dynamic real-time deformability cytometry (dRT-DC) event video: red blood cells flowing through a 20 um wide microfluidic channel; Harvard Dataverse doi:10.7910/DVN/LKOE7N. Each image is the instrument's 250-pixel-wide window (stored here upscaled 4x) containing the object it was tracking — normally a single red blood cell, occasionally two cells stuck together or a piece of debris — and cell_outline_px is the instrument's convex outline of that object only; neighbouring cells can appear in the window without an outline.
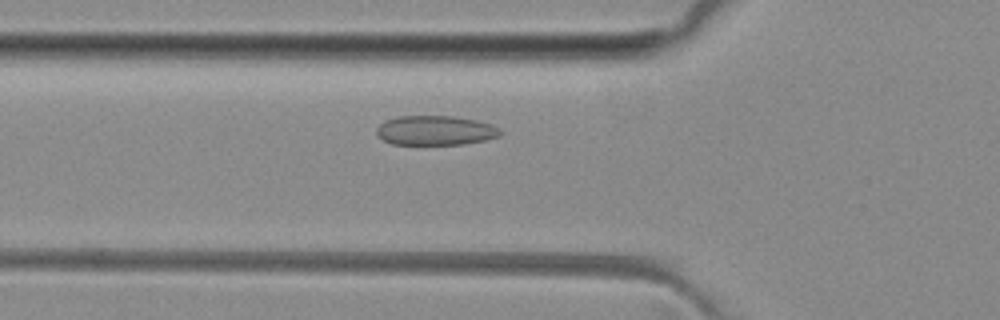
{"species": "common noctule bat (a hibernating species)", "species_latin": "Nyctalus noctula", "temperature_condition": "room temperature", "stored_images_in_passage": 46, "camera_frame_rate_fps": 3000, "um_per_image_px": 0.085, "animal": {"sex": "female", "body_mass_g": 29.2, "forearm_length_mm": 56.3}, "frame": {"image": 1, "passage_image": 13, "time_ms": 4.0, "image_size_px": [1000, 320], "cell_outline_px": [[504, 132], [500, 136], [484, 140], [464, 144], [392, 144], [376, 136], [376, 128], [384, 120], [400, 116], [452, 116], [476, 120], [492, 124], [500, 128]], "centroid_in_image_um": [37.02, 11.08], "position_along_channel_um": 88.8, "area_um2": 21.44}}
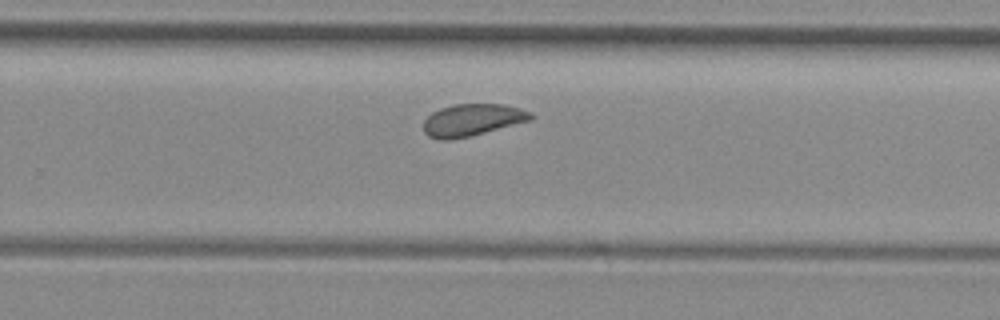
{"frame": {"image": 2, "passage_image": 28, "time_ms": 9.0, "image_size_px": [1000, 320], "cell_outline_px": [[536, 116], [532, 120], [468, 136], [448, 140], [440, 140], [428, 136], [424, 132], [424, 120], [432, 112], [440, 108], [452, 104], [504, 104], [520, 108], [532, 112]], "centroid_in_image_um": [40.16, 10.18], "position_along_channel_um": 289.6, "area_um2": 20.06}}
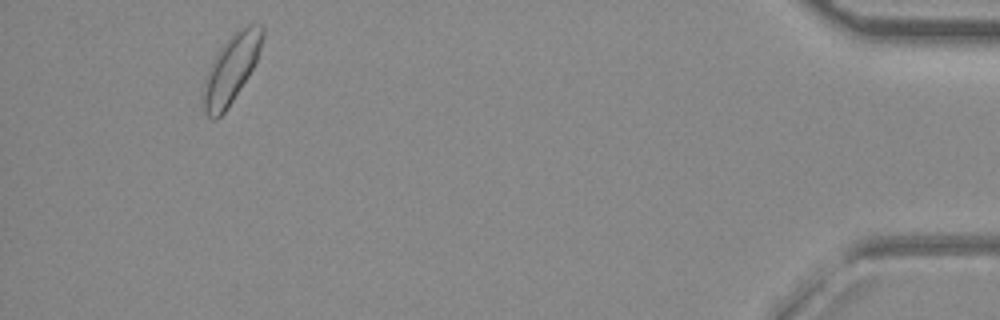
{"frame": {"image": 3, "passage_image": 43, "time_ms": 14.0, "image_size_px": [1000, 320], "cell_outline_px": [[264, 36], [256, 60], [248, 76], [224, 112], [216, 120], [212, 120], [204, 112], [204, 80], [212, 60], [220, 48], [240, 28], [248, 24], [264, 24]], "centroid_in_image_um": [19.66, 5.84], "position_along_channel_um": 415.5, "area_um2": 22.95}, "authors_computed_cell_mechanics": {"area_um2": 20.7213, "velocity_mm_per_s": 4.0186, "shape_relaxation_time_tau1_ms": 4.3829, "shape_relaxation_time_tau2_ms": 1.3051, "deformation_change_tau1": 0.0766, "deformation_change_tau2": 0.0609}}